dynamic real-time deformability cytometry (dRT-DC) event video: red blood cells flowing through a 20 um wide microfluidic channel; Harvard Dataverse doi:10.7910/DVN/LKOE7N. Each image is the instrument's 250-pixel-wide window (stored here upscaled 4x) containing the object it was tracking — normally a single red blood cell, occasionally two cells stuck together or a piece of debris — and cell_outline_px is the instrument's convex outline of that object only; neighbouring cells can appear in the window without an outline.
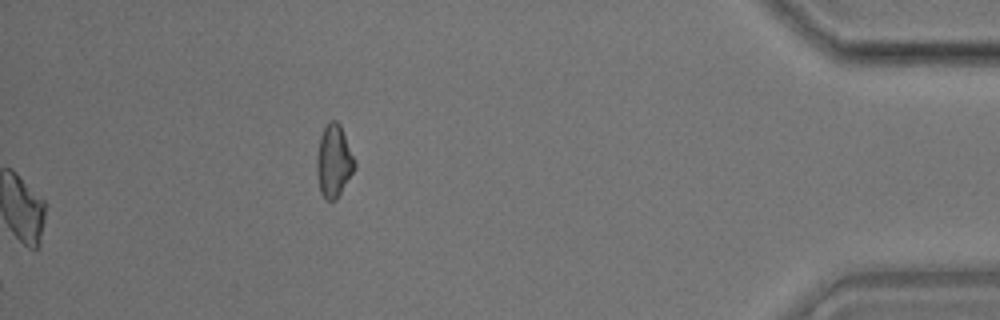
{"species": "common noctule bat (a hibernating species)", "species_latin": "Nyctalus noctula", "temperature_condition": "room temperature", "stored_images_in_passage": 31, "camera_frame_rate_fps": 3000, "um_per_image_px": 0.085, "animal": {"sex": "male", "body_mass_g": 17.9}, "frame": {"image": 1, "passage_image": 31, "time_ms": 10.0, "image_size_px": [1000, 320], "cell_outline_px": [[356, 168], [336, 200], [324, 200], [320, 192], [316, 172], [316, 156], [320, 136], [324, 128], [332, 120], [336, 120], [340, 124], [356, 160]], "centroid_in_image_um": [28.38, 13.72], "position_along_channel_um": 406.8, "area_um2": 16.24}}